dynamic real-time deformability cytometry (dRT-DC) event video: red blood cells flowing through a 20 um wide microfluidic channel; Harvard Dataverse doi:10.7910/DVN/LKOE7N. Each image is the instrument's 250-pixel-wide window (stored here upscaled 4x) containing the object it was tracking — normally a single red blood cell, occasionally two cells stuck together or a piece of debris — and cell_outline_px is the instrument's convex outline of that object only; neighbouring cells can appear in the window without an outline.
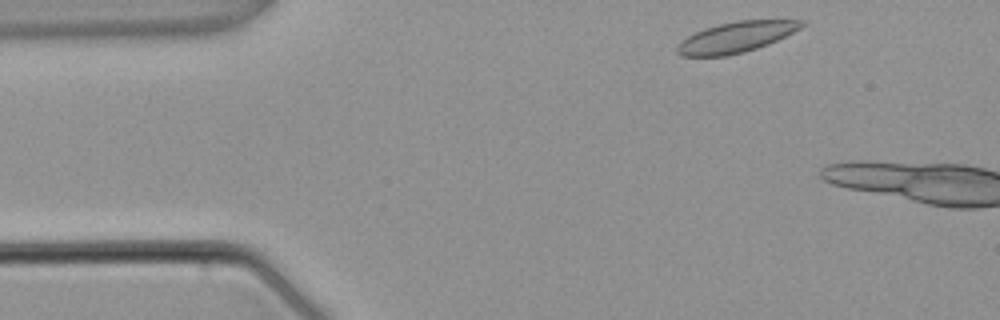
{"species": "common noctule bat (a hibernating species)", "species_latin": "Nyctalus noctula", "temperature_condition": "warm", "stored_images_in_passage": 2, "camera_frame_rate_fps": 3000, "um_per_image_px": 0.085, "animal": {"sex": "male", "body_mass_g": 21.5, "forearm_length_mm": 52.0}, "frame": {"image": 1, "passage_image": 1, "time_ms": 0.0, "image_size_px": [1000, 320], "cell_outline_px": [[808, 24], [768, 44], [744, 52], [728, 56], [680, 56], [676, 52], [676, 48], [688, 36], [704, 28], [736, 20], [804, 20]], "centroid_in_image_um": [62.58, 3.16], "position_along_channel_um": 22.4, "area_um2": 22.02}}